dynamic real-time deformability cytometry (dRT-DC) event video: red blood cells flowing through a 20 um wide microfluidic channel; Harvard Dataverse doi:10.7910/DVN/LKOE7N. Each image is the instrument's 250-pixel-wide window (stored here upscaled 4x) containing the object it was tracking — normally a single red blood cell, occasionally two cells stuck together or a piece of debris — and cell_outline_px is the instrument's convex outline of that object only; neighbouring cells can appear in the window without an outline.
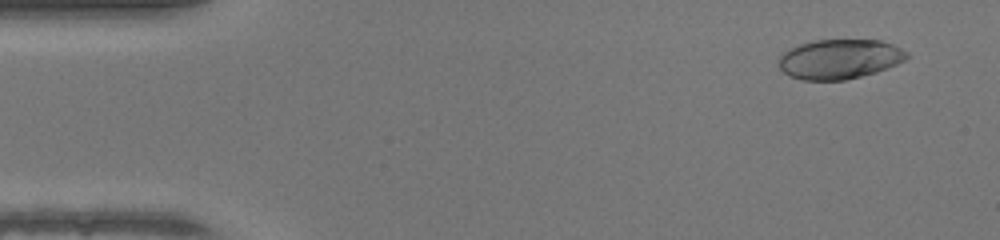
{"species": "human", "species_latin": "Homo sapiens", "temperature_condition": "warm", "stored_images_in_passage": 48, "camera_frame_rate_fps": 3000, "um_per_image_px": 0.085, "donor": {"sex": "female"}, "frame": {"image": 1, "passage_image": 3, "time_ms": 0.667, "image_size_px": [1000, 240], "cell_outline_px": [[908, 56], [904, 60], [888, 68], [876, 72], [844, 80], [800, 80], [788, 76], [780, 68], [780, 56], [784, 52], [800, 44], [812, 40], [880, 40], [892, 44], [908, 52]], "centroid_in_image_um": [71.36, 5.02], "position_along_channel_um": 13.6, "area_um2": 29.48}}
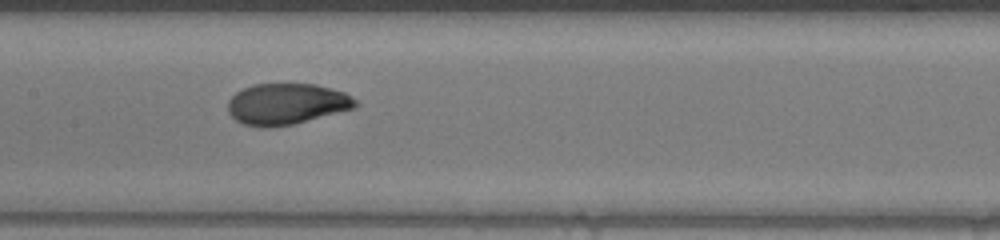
{"frame": {"image": 2, "passage_image": 23, "time_ms": 7.333, "image_size_px": [1000, 240], "cell_outline_px": [[360, 104], [356, 108], [292, 124], [268, 128], [260, 128], [244, 124], [236, 120], [228, 112], [228, 100], [236, 92], [252, 84], [316, 84], [332, 88], [344, 92], [352, 96]], "centroid_in_image_um": [24.37, 8.84], "position_along_channel_um": 183.0, "area_um2": 30.75}}
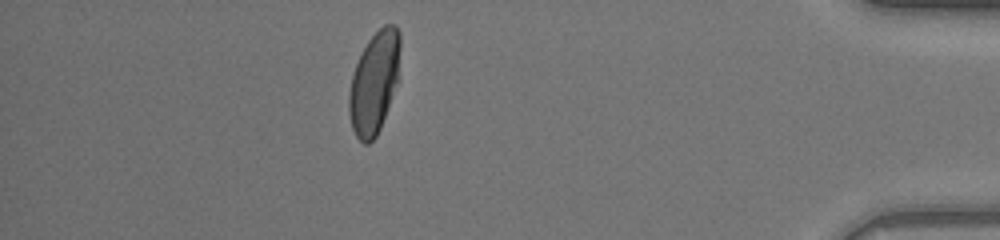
{"frame": {"image": 3, "passage_image": 42, "time_ms": 13.667, "image_size_px": [1000, 240], "cell_outline_px": [[400, 80], [380, 128], [376, 136], [368, 144], [364, 144], [356, 136], [352, 128], [348, 112], [348, 92], [352, 76], [356, 64], [368, 40], [384, 24], [396, 24], [400, 32]], "centroid_in_image_um": [31.84, 7.01], "position_along_channel_um": 403.4, "area_um2": 30.92}, "authors_computed_cell_mechanics": {"area_um2": 30.6918, "velocity_mm_per_s": 4.2915, "shape_relaxation_time_tau1_ms": 4.6462, "shape_relaxation_time_tau2_ms": null, "deformation_change_tau1": 0.2092, "deformation_change_tau2": null}}